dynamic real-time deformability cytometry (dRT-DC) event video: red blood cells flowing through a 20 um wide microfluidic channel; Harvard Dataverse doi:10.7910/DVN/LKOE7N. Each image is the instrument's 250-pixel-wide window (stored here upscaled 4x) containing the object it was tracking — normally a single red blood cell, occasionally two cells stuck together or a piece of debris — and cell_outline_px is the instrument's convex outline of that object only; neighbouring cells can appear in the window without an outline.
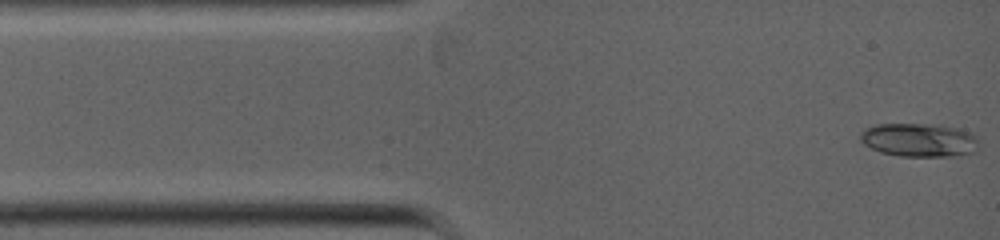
{"species": "common noctule bat (a hibernating species)", "species_latin": "Nyctalus noctula", "temperature_condition": "warm", "stored_images_in_passage": 3, "camera_frame_rate_fps": 5000, "um_per_image_px": 0.085, "animal": {"sex": "female", "body_mass_g": 19.0, "forearm_length_mm": 53.3}, "frame": {"image": 1, "passage_image": 1, "time_ms": 0.0, "image_size_px": [1000, 240], "cell_outline_px": [[976, 152], [960, 156], [900, 156], [880, 152], [864, 144], [860, 140], [860, 132], [864, 128], [876, 124], [932, 124], [956, 128], [972, 132], [976, 136]], "centroid_in_image_um": [78.11, 11.9], "position_along_channel_um": 6.9, "area_um2": 23.29}}
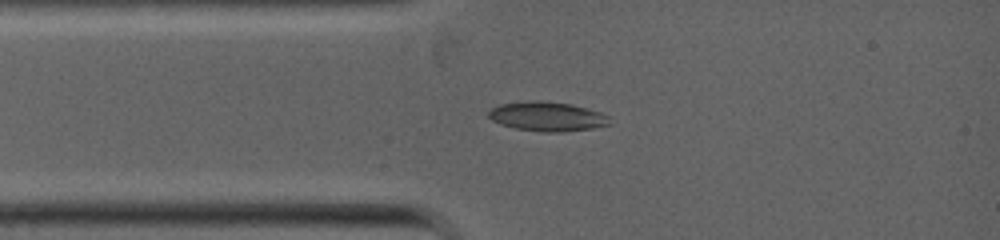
{"frame": {"image": 2, "passage_image": 3, "time_ms": 1.8, "image_size_px": [1000, 240], "cell_outline_px": [[612, 124], [592, 128], [560, 132], [544, 132], [516, 128], [500, 124], [492, 120], [488, 116], [488, 112], [492, 108], [500, 104], [532, 100], [540, 100], [572, 104], [600, 112], [608, 116]], "centroid_in_image_um": [46.52, 9.89], "position_along_channel_um": 38.5, "area_um2": 20.69}}